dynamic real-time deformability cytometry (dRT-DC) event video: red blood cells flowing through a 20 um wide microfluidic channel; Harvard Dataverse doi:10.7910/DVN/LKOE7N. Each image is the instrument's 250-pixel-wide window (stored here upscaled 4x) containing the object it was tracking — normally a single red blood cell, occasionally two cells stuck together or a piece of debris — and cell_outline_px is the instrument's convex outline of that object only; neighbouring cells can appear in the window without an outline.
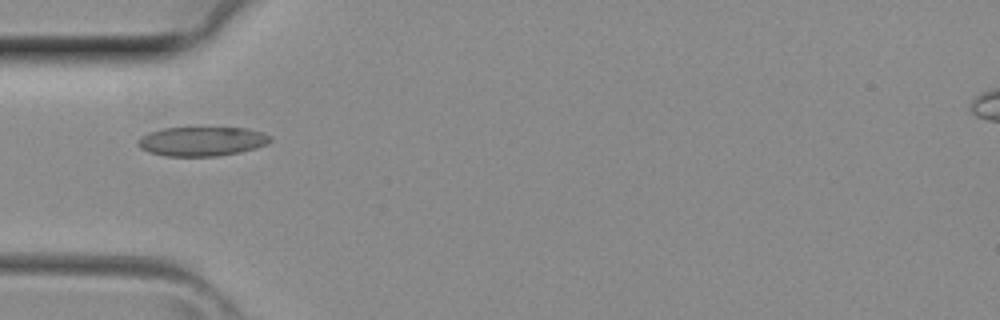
{"species": "common noctule bat (a hibernating species)", "species_latin": "Nyctalus noctula", "temperature_condition": "room temperature", "stored_images_in_passage": 24, "camera_frame_rate_fps": 3000, "um_per_image_px": 0.085, "animal": {"sex": "female", "body_mass_g": 29.2, "forearm_length_mm": 56.3}, "frame": {"image": 1, "passage_image": 1, "time_ms": 0.0, "image_size_px": [1000, 320], "cell_outline_px": [[272, 140], [268, 144], [256, 148], [240, 152], [220, 156], [164, 156], [148, 152], [140, 148], [136, 144], [136, 140], [140, 136], [148, 132], [164, 128], [248, 128], [272, 136]], "centroid_in_image_um": [17.14, 12.02], "position_along_channel_um": 67.9, "area_um2": 22.83}}
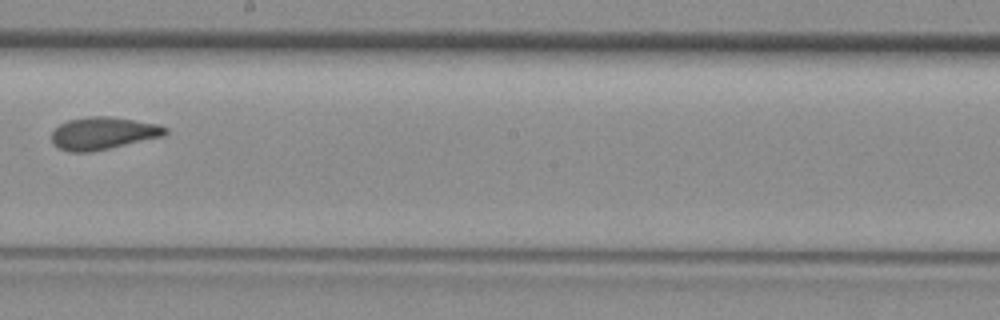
{"frame": {"image": 2, "passage_image": 11, "time_ms": 3.333, "image_size_px": [1000, 320], "cell_outline_px": [[168, 132], [164, 136], [92, 152], [68, 152], [52, 144], [52, 132], [60, 124], [68, 120], [88, 116], [112, 116], [160, 124], [168, 128]], "centroid_in_image_um": [8.79, 11.32], "position_along_channel_um": 239.4, "area_um2": 21.73}}
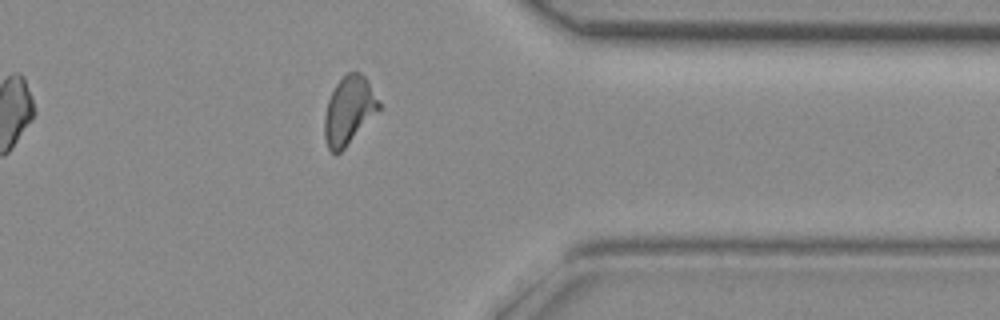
{"frame": {"image": 3, "passage_image": 20, "time_ms": 6.333, "image_size_px": [1000, 320], "cell_outline_px": [[384, 108], [340, 152], [332, 152], [328, 148], [324, 136], [324, 116], [328, 100], [336, 84], [348, 72], [360, 72], [368, 80], [380, 100]], "centroid_in_image_um": [29.72, 9.38], "position_along_channel_um": 381.7, "area_um2": 21.91}}